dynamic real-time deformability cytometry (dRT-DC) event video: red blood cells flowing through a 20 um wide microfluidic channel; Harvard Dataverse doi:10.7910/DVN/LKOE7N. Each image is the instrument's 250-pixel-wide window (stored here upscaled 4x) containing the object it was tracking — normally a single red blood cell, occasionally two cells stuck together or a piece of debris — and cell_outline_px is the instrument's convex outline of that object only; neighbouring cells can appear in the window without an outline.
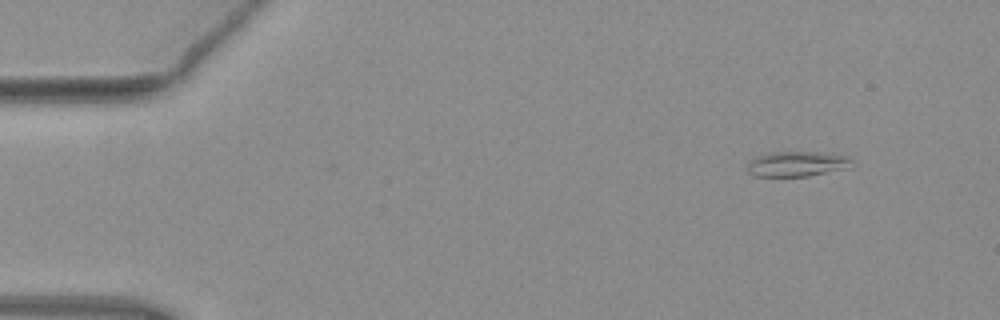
{"species": "common noctule bat (a hibernating species)", "species_latin": "Nyctalus noctula", "temperature_condition": "warm", "stored_images_in_passage": 2, "camera_frame_rate_fps": 3000, "um_per_image_px": 0.085, "animal": {"sex": "female", "body_mass_g": 19.3, "forearm_length_mm": 54.1}, "frame": {"image": 1, "passage_image": 2, "time_ms": 0.333, "image_size_px": [1000, 320], "cell_outline_px": [[852, 168], [808, 176], [752, 176], [744, 168], [748, 160], [756, 156], [772, 152], [816, 152], [848, 156], [852, 160]], "centroid_in_image_um": [67.71, 13.94], "position_along_channel_um": 17.3, "area_um2": 15.66}}